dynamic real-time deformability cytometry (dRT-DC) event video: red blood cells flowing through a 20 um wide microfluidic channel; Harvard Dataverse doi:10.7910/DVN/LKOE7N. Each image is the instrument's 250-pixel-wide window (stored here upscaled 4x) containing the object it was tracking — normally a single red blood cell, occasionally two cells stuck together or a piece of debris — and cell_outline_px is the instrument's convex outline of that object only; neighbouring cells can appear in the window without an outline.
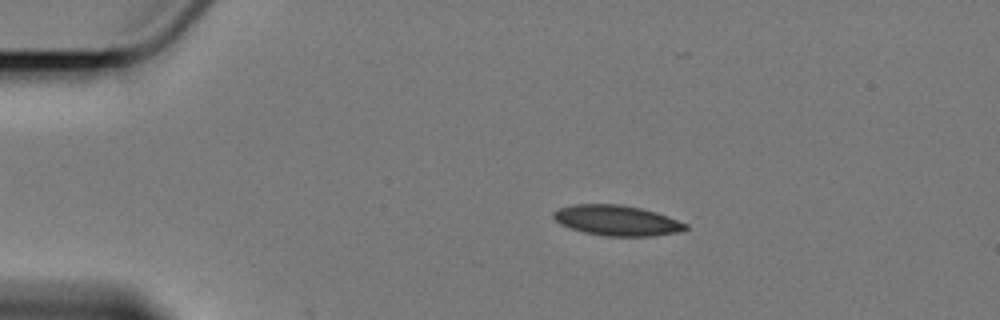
{"species": "Egyptian fruit bat (a non-hibernating species)", "species_latin": "Rousettus aegyptiacus", "temperature_condition": "cold", "stored_images_in_passage": 5, "camera_frame_rate_fps": 3000, "um_per_image_px": 0.085, "animal": {"sex": "female"}, "frame": {"image": 1, "passage_image": 2, "time_ms": 2.0, "image_size_px": [1000, 320], "cell_outline_px": [[688, 228], [680, 232], [652, 236], [604, 236], [584, 232], [560, 224], [552, 216], [552, 212], [560, 208], [572, 204], [620, 204], [640, 208], [656, 212], [668, 216], [688, 224]], "centroid_in_image_um": [52.45, 18.74], "position_along_channel_um": 32.6, "area_um2": 23.41}}
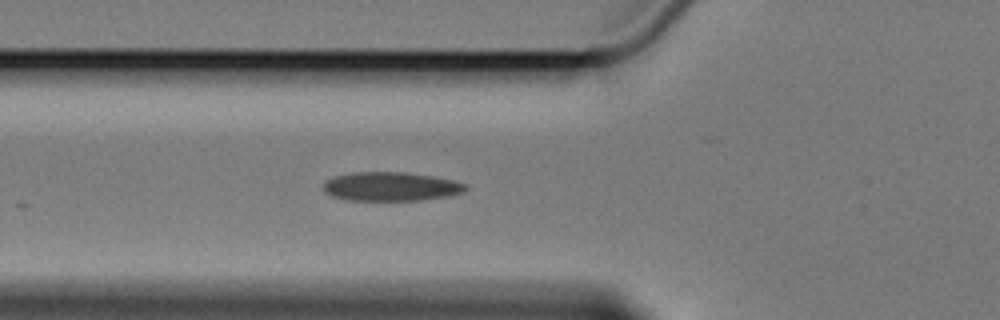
{"frame": {"image": 2, "passage_image": 5, "time_ms": 5.333, "image_size_px": [1000, 320], "cell_outline_px": [[468, 188], [464, 192], [448, 196], [420, 200], [348, 200], [332, 196], [324, 192], [324, 180], [332, 176], [352, 172], [408, 172], [432, 176], [452, 180], [468, 184]], "centroid_in_image_um": [33.21, 15.84], "position_along_channel_um": 92.6, "area_um2": 24.16}}